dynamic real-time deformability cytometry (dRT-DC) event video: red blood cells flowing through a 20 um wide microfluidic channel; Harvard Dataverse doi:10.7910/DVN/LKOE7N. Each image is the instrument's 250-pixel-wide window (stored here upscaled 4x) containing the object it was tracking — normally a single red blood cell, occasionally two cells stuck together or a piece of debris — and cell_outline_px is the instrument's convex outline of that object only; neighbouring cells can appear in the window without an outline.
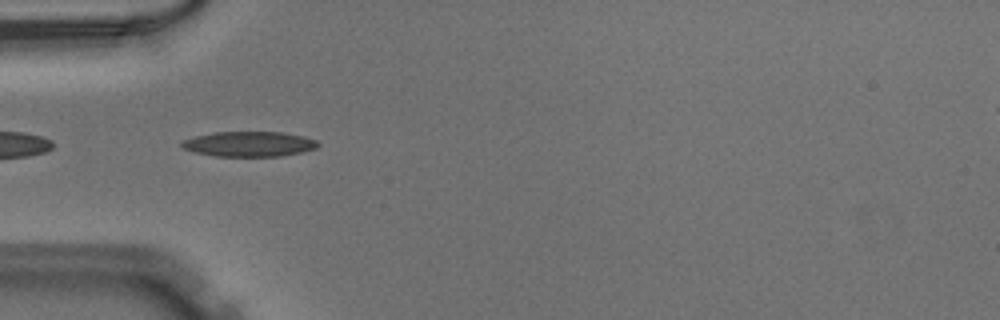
{"species": "Egyptian fruit bat (a non-hibernating species)", "species_latin": "Rousettus aegyptiacus", "temperature_condition": "warm", "stored_images_in_passage": 35, "camera_frame_rate_fps": 3000, "um_per_image_px": 0.085, "animal": {"sex": "male"}, "frame": {"image": 1, "passage_image": 1, "time_ms": 0.0, "image_size_px": [1000, 320], "cell_outline_px": [[320, 144], [316, 148], [300, 152], [280, 156], [216, 156], [196, 152], [184, 148], [180, 144], [184, 140], [196, 136], [216, 132], [280, 132], [304, 136], [316, 140]], "centroid_in_image_um": [21.2, 12.24], "position_along_channel_um": 63.8, "area_um2": 19.65}}
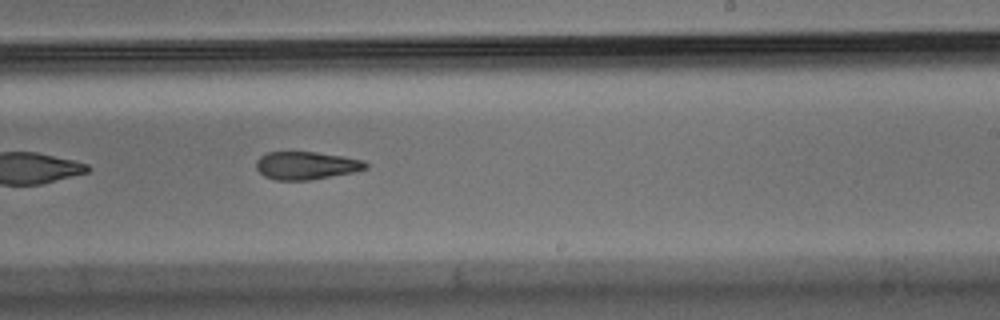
{"frame": {"image": 2, "passage_image": 16, "time_ms": 5.0, "image_size_px": [1000, 320], "cell_outline_px": [[368, 168], [356, 172], [308, 180], [276, 180], [264, 176], [256, 168], [256, 160], [260, 156], [268, 152], [316, 152], [344, 156], [364, 160], [368, 164]], "centroid_in_image_um": [26.06, 14.06], "position_along_channel_um": 262.9, "area_um2": 17.92}}
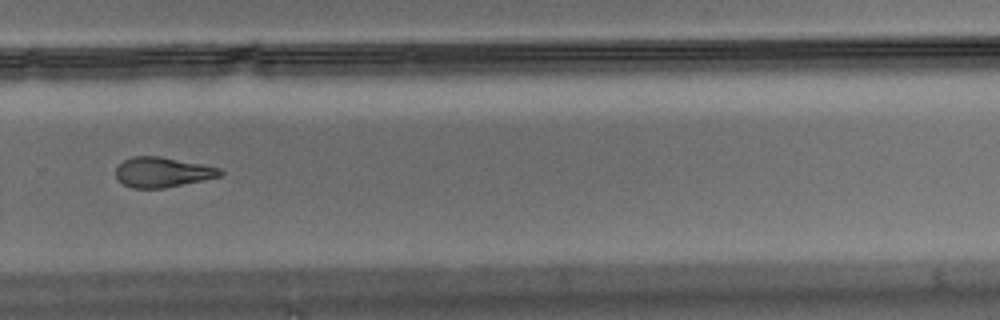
{"frame": {"image": 3, "passage_image": 20, "time_ms": 6.333, "image_size_px": [1000, 320], "cell_outline_px": [[224, 172], [220, 176], [204, 180], [164, 188], [132, 188], [124, 184], [116, 176], [116, 168], [124, 160], [132, 156], [160, 156], [220, 168]], "centroid_in_image_um": [13.81, 14.63], "position_along_channel_um": 316.0, "area_um2": 18.09}}